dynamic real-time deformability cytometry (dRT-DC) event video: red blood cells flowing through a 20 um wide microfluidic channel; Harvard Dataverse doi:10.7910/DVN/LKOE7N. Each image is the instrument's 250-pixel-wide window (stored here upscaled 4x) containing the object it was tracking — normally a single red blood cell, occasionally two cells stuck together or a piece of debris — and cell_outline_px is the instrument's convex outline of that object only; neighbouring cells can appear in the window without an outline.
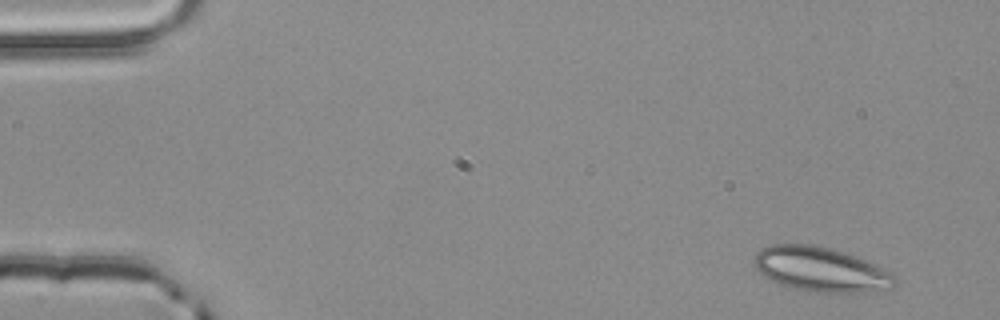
{"species": "common noctule bat (a hibernating species)", "species_latin": "Nyctalus noctula", "temperature_condition": "room temperature", "stored_images_in_passage": 4, "camera_frame_rate_fps": 3000, "um_per_image_px": 0.085, "animal": {"sex": "male", "body_mass_g": 20.4}, "frame": {"image": 1, "passage_image": 1, "time_ms": 0.0, "image_size_px": [1000, 320], "cell_outline_px": [[896, 280], [892, 288], [884, 292], [816, 292], [796, 288], [780, 284], [764, 276], [756, 268], [752, 260], [756, 252], [760, 248], [772, 244], [812, 244], [844, 252], [884, 268], [896, 276]], "centroid_in_image_um": [69.78, 22.9], "position_along_channel_um": 15.2, "area_um2": 36.59}}